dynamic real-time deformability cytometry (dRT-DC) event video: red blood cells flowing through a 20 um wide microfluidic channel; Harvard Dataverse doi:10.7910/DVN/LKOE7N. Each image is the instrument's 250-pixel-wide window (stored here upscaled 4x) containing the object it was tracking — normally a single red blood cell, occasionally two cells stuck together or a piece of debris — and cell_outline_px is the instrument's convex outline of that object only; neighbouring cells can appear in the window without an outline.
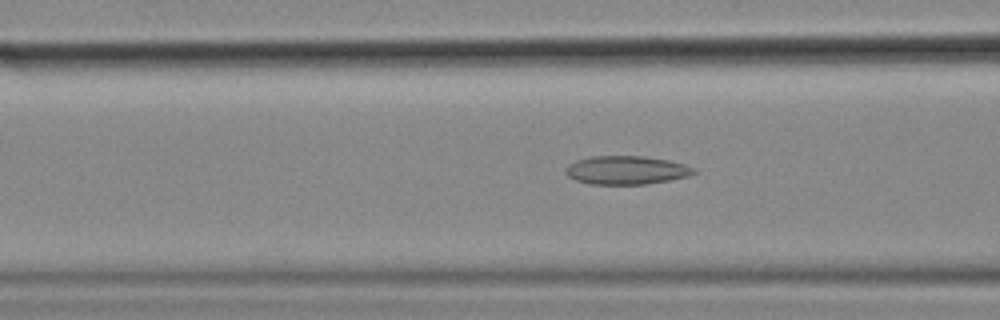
{"species": "common noctule bat (a hibernating species)", "species_latin": "Nyctalus noctula", "temperature_condition": "cold", "stored_images_in_passage": 56, "camera_frame_rate_fps": 3000, "um_per_image_px": 0.085, "animal": {"sex": "female", "body_mass_g": 18.4}, "frame": {"image": 1, "passage_image": 21, "time_ms": 6.667, "image_size_px": [1000, 320], "cell_outline_px": [[696, 172], [688, 176], [668, 180], [644, 184], [588, 184], [576, 180], [568, 176], [564, 172], [568, 164], [576, 160], [592, 156], [644, 156], [668, 160], [684, 164], [692, 168]], "centroid_in_image_um": [53.19, 14.46], "position_along_channel_um": 113.4, "area_um2": 21.15}}
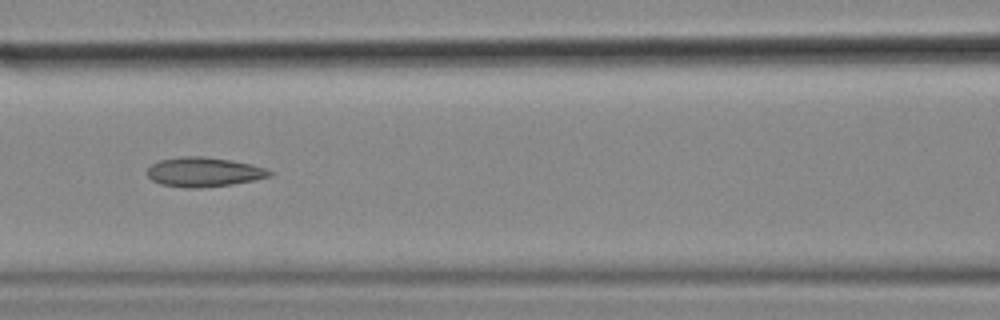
{"frame": {"image": 2, "passage_image": 24, "time_ms": 7.667, "image_size_px": [1000, 320], "cell_outline_px": [[272, 176], [232, 184], [200, 188], [184, 188], [160, 184], [152, 180], [148, 176], [148, 168], [152, 164], [160, 160], [184, 156], [204, 156], [228, 160], [248, 164], [264, 168], [272, 172]], "centroid_in_image_um": [17.28, 14.63], "position_along_channel_um": 149.3, "area_um2": 20.75}}
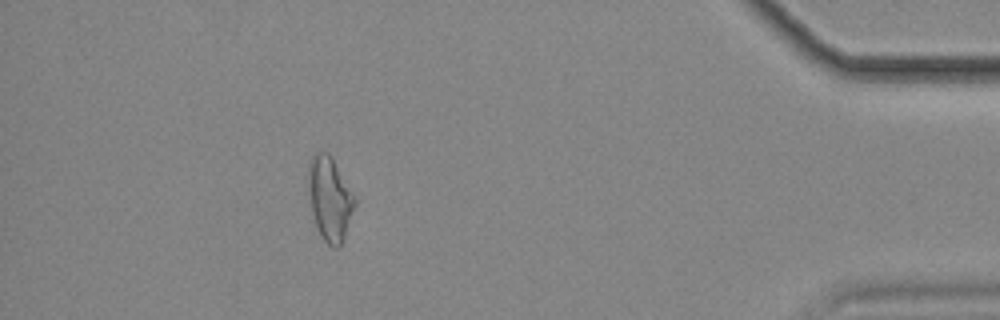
{"frame": {"image": 3, "passage_image": 50, "time_ms": 16.333, "image_size_px": [1000, 320], "cell_outline_px": [[356, 204], [344, 236], [340, 244], [336, 248], [332, 248], [320, 236], [316, 228], [312, 212], [308, 172], [308, 164], [312, 156], [316, 152], [328, 152], [356, 196]], "centroid_in_image_um": [28.04, 16.89], "position_along_channel_um": 407.2, "area_um2": 22.43}, "authors_computed_cell_mechanics": {"area_um2": 21.5305, "velocity_mm_per_s": 3.5658, "shape_relaxation_time_tau1_ms": null, "shape_relaxation_time_tau2_ms": 4.0789, "deformation_change_tau1": null, "deformation_change_tau2": 0.12}}